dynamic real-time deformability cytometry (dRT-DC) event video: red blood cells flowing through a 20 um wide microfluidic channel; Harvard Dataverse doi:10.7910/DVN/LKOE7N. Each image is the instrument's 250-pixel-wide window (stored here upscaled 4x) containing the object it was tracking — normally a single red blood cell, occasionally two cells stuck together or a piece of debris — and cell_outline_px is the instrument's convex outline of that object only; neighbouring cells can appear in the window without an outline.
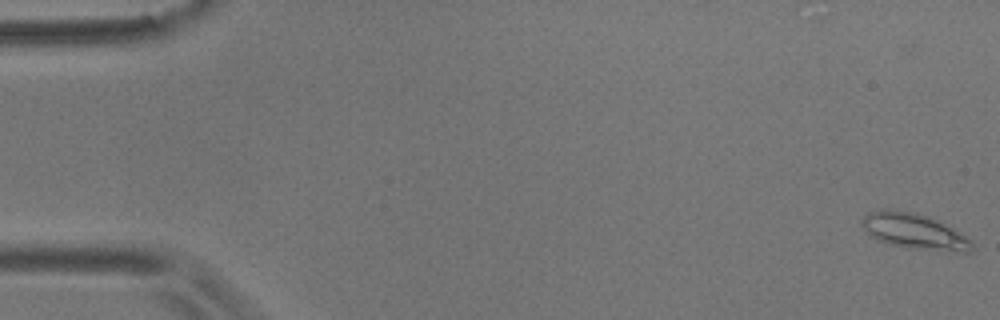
{"species": "common noctule bat (a hibernating species)", "species_latin": "Nyctalus noctula", "temperature_condition": "room temperature", "stored_images_in_passage": 13, "camera_frame_rate_fps": 3000, "um_per_image_px": 0.085, "animal": {"sex": "male", "body_mass_g": 17.9}, "frame": {"image": 1, "passage_image": 1, "time_ms": 0.0, "image_size_px": [1000, 320], "cell_outline_px": [[972, 252], [964, 252], [908, 248], [888, 244], [872, 236], [860, 224], [860, 220], [868, 212], [884, 208], [896, 208], [916, 212], [940, 220], [960, 232], [972, 240]], "centroid_in_image_um": [77.71, 19.62], "position_along_channel_um": 7.3, "area_um2": 23.24}}